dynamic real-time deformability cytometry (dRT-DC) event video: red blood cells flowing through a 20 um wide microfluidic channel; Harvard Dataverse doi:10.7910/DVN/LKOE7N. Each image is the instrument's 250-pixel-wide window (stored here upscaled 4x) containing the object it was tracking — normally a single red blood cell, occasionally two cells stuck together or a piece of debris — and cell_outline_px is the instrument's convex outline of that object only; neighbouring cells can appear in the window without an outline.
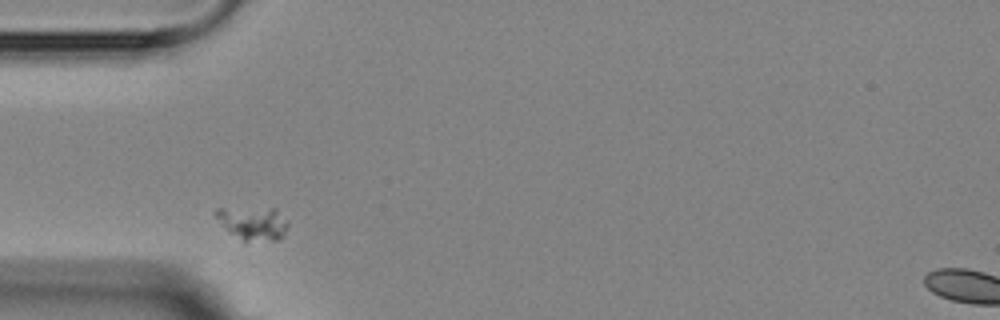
{"species": "Egyptian fruit bat (a non-hibernating species)", "species_latin": "Rousettus aegyptiacus", "temperature_condition": "room temperature", "stored_images_in_passage": 2, "camera_frame_rate_fps": 3000, "um_per_image_px": 0.085, "animal": {"sex": "female"}, "frame": {"image": 1, "passage_image": 1, "time_ms": 0.0, "image_size_px": [1000, 320], "cell_outline_px": [[288, 224], [280, 240], [240, 240], [228, 232], [212, 216], [212, 212], [216, 208], [276, 208], [288, 220]], "centroid_in_image_um": [21.44, 18.94], "position_along_channel_um": 63.6, "area_um2": 14.33}}
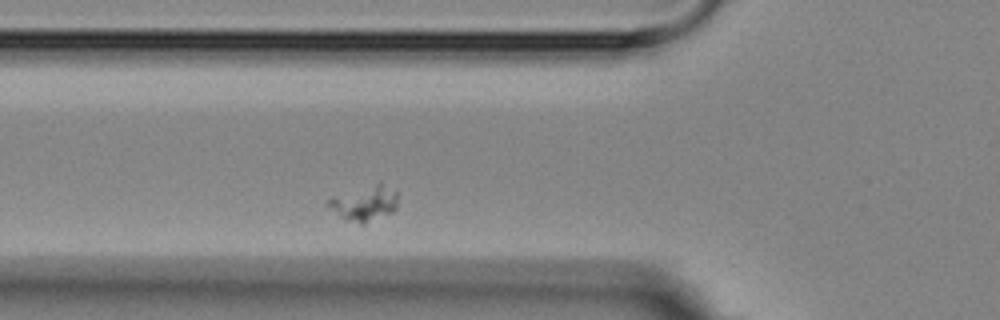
{"frame": {"image": 2, "passage_image": 2, "time_ms": 1.0, "image_size_px": [1000, 320], "cell_outline_px": [[396, 208], [392, 212], [364, 224], [360, 224], [348, 220], [340, 216], [324, 204], [332, 196], [380, 180], [396, 192]], "centroid_in_image_um": [30.96, 17.23], "position_along_channel_um": 94.8, "area_um2": 14.51}}